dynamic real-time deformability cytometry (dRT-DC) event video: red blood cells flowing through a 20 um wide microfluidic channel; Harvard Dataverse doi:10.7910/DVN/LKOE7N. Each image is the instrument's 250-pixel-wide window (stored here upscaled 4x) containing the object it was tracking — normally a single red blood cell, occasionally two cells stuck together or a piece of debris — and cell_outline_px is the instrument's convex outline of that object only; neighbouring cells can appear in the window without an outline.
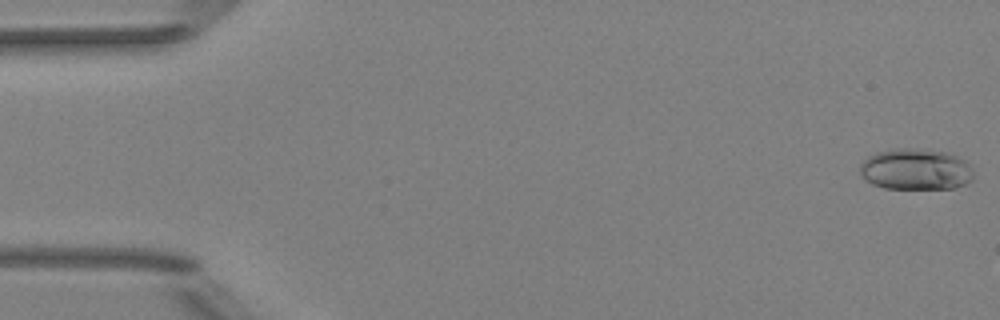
{"species": "Egyptian fruit bat (a non-hibernating species)", "species_latin": "Rousettus aegyptiacus", "temperature_condition": "room temperature", "stored_images_in_passage": 5, "camera_frame_rate_fps": 3000, "um_per_image_px": 0.085, "animal": {"sex": "female"}, "frame": {"image": 1, "passage_image": 1, "time_ms": 0.0, "image_size_px": [1000, 320], "cell_outline_px": [[972, 180], [968, 184], [956, 188], [884, 188], [872, 184], [860, 172], [860, 164], [868, 156], [876, 152], [896, 148], [916, 148], [948, 152], [964, 160], [972, 168]], "centroid_in_image_um": [77.86, 14.38], "position_along_channel_um": 7.1, "area_um2": 27.34}}
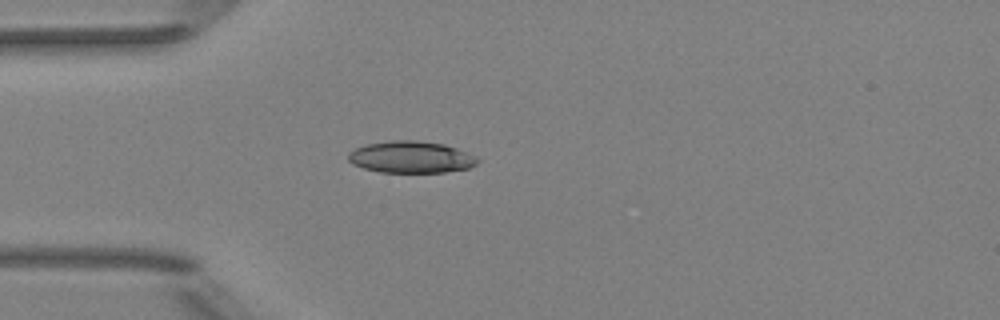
{"frame": {"image": 2, "passage_image": 5, "time_ms": 4.667, "image_size_px": [1000, 320], "cell_outline_px": [[480, 160], [476, 164], [468, 168], [444, 172], [380, 172], [364, 168], [352, 164], [348, 160], [348, 152], [364, 144], [392, 140], [416, 140], [444, 144], [456, 148], [476, 156]], "centroid_in_image_um": [34.91, 13.34], "position_along_channel_um": 50.1, "area_um2": 23.99}}